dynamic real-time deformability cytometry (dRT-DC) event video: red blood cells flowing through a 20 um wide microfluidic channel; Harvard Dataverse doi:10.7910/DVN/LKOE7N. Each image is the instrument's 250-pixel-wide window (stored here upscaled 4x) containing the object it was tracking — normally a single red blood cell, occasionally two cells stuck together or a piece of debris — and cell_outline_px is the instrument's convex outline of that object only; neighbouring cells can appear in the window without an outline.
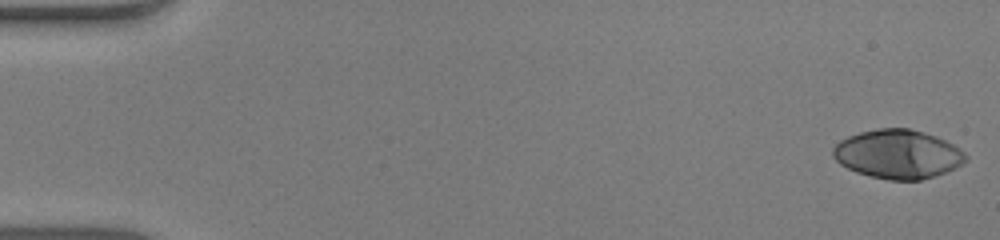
{"species": "human", "species_latin": "Homo sapiens", "temperature_condition": "warm", "stored_images_in_passage": 52, "camera_frame_rate_fps": 3000, "um_per_image_px": 0.085, "donor": {"sex": "male"}, "frame": {"image": 1, "passage_image": 1, "time_ms": 0.0, "image_size_px": [1000, 240], "cell_outline_px": [[968, 160], [956, 168], [936, 176], [920, 180], [888, 180], [856, 172], [840, 164], [832, 156], [832, 148], [840, 140], [848, 136], [860, 132], [876, 128], [908, 128], [924, 132], [936, 136], [952, 144], [964, 152], [968, 156]], "centroid_in_image_um": [76.32, 13.1], "position_along_channel_um": 8.7, "area_um2": 37.97}}
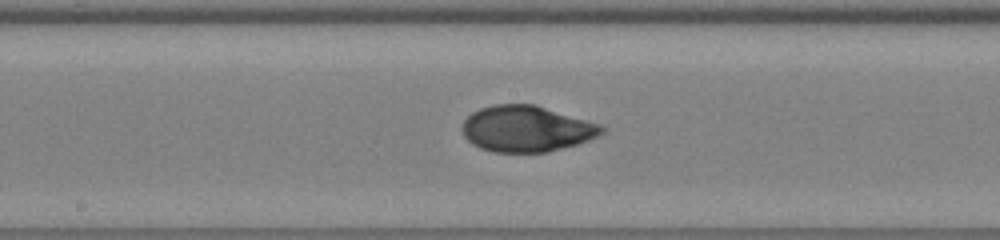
{"frame": {"image": 2, "passage_image": 28, "time_ms": 9.0, "image_size_px": [1000, 240], "cell_outline_px": [[608, 128], [604, 132], [588, 140], [576, 144], [548, 152], [492, 152], [480, 148], [472, 144], [464, 136], [464, 120], [472, 112], [480, 108], [496, 104], [536, 104], [600, 124]], "centroid_in_image_um": [44.77, 10.94], "position_along_channel_um": 203.4, "area_um2": 37.4}}
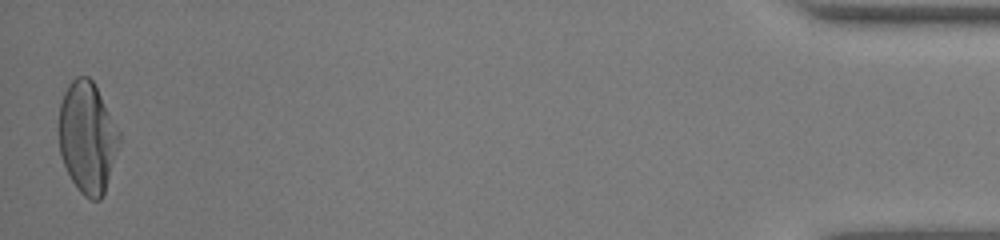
{"frame": {"image": 3, "passage_image": 52, "time_ms": 17.0, "image_size_px": [1000, 240], "cell_outline_px": [[120, 144], [104, 196], [100, 200], [92, 200], [84, 196], [80, 192], [72, 180], [60, 156], [56, 128], [60, 104], [64, 92], [68, 84], [76, 76], [88, 76], [92, 80], [120, 132]], "centroid_in_image_um": [7.4, 11.7], "position_along_channel_um": 427.8, "area_um2": 39.77}, "authors_computed_cell_mechanics": {"area_um2": 37.4544, "velocity_mm_per_s": 3.9445, "shape_relaxation_time_tau1_ms": 4.9876, "shape_relaxation_time_tau2_ms": 1.1363, "deformation_change_tau1": 0.247, "deformation_change_tau2": 0.0415}}